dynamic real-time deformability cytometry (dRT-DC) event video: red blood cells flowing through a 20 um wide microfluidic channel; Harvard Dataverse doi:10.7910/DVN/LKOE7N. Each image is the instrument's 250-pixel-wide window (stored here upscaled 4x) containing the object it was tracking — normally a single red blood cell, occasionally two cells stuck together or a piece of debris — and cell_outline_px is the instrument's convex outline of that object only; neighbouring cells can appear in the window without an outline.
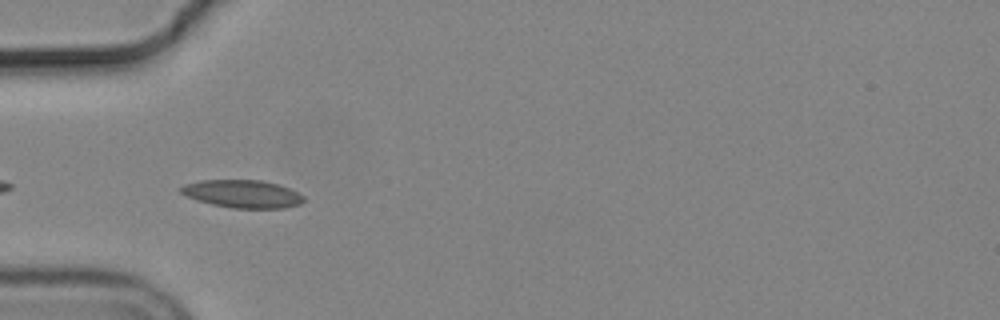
{"species": "common noctule bat (a hibernating species)", "species_latin": "Nyctalus noctula", "temperature_condition": "cold", "stored_images_in_passage": 7, "camera_frame_rate_fps": 3000, "um_per_image_px": 0.085, "animal": {"sex": "male", "body_mass_g": 19.2, "forearm_length_mm": 51.8}, "frame": {"image": 1, "passage_image": 2, "time_ms": 0.333, "image_size_px": [1000, 320], "cell_outline_px": [[304, 200], [300, 204], [284, 208], [232, 208], [212, 204], [196, 200], [180, 192], [176, 188], [184, 184], [200, 180], [260, 180], [280, 184], [304, 196]], "centroid_in_image_um": [20.58, 16.47], "position_along_channel_um": 64.4, "area_um2": 20.0}}